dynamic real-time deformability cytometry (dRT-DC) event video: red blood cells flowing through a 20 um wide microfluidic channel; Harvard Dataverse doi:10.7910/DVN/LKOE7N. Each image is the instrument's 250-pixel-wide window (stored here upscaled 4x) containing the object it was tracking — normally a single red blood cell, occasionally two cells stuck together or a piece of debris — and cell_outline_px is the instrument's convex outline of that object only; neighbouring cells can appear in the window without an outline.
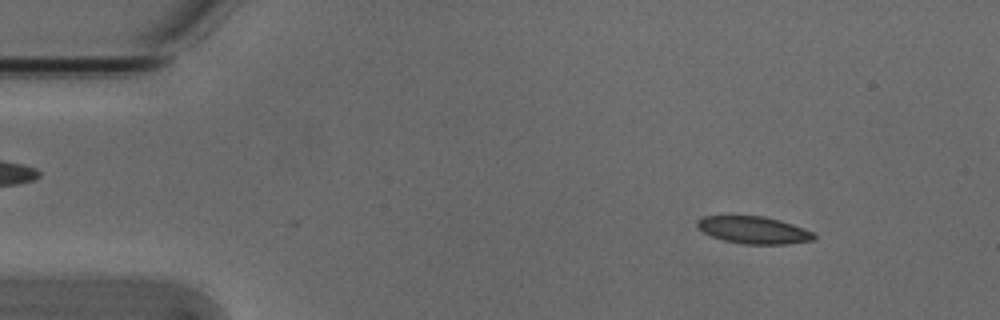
{"species": "Egyptian fruit bat (a non-hibernating species)", "species_latin": "Rousettus aegyptiacus", "temperature_condition": "cold", "stored_images_in_passage": 54, "segment_of_instrument_passage": [1, 2], "camera_frame_rate_fps": 3000, "um_per_image_px": 0.085, "animal": {"sex": "male"}, "frame": {"image": 1, "passage_image": 6, "time_ms": 1.667, "image_size_px": [1000, 320], "cell_outline_px": [[816, 236], [812, 240], [788, 244], [744, 244], [724, 240], [712, 236], [704, 232], [696, 224], [696, 220], [704, 216], [764, 216], [780, 220], [804, 228], [812, 232]], "centroid_in_image_um": [64.07, 19.55], "position_along_channel_um": 20.9, "area_um2": 18.38}}
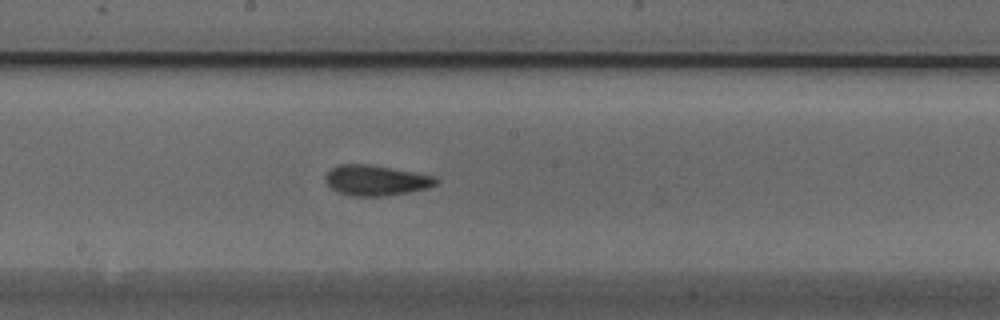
{"frame": {"image": 2, "passage_image": 28, "time_ms": 9.0, "image_size_px": [1000, 320], "cell_outline_px": [[440, 180], [436, 184], [428, 188], [388, 196], [352, 196], [340, 192], [332, 188], [324, 180], [324, 176], [332, 168], [340, 164], [368, 164], [392, 168], [436, 176]], "centroid_in_image_um": [31.98, 15.33], "position_along_channel_um": 216.2, "area_um2": 19.59}}
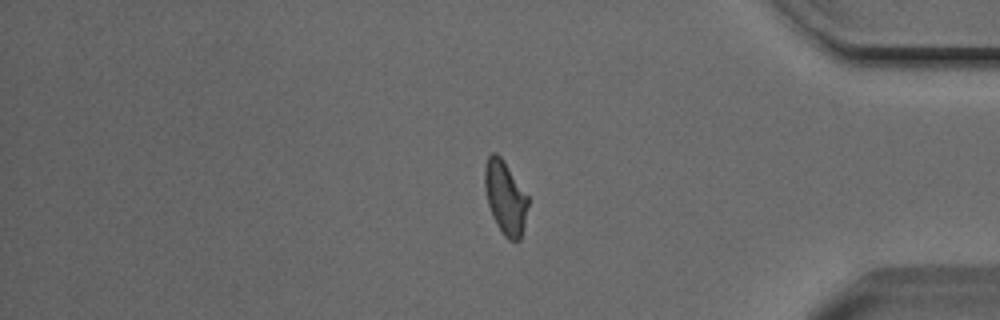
{"frame": {"image": 3, "passage_image": 44, "time_ms": 14.333, "image_size_px": [1000, 320], "cell_outline_px": [[528, 204], [524, 224], [520, 240], [508, 240], [504, 236], [496, 224], [492, 216], [488, 204], [484, 188], [484, 164], [488, 156], [492, 152], [496, 152], [504, 160], [528, 196]], "centroid_in_image_um": [42.92, 16.76], "position_along_channel_um": 392.3, "area_um2": 18.61}}